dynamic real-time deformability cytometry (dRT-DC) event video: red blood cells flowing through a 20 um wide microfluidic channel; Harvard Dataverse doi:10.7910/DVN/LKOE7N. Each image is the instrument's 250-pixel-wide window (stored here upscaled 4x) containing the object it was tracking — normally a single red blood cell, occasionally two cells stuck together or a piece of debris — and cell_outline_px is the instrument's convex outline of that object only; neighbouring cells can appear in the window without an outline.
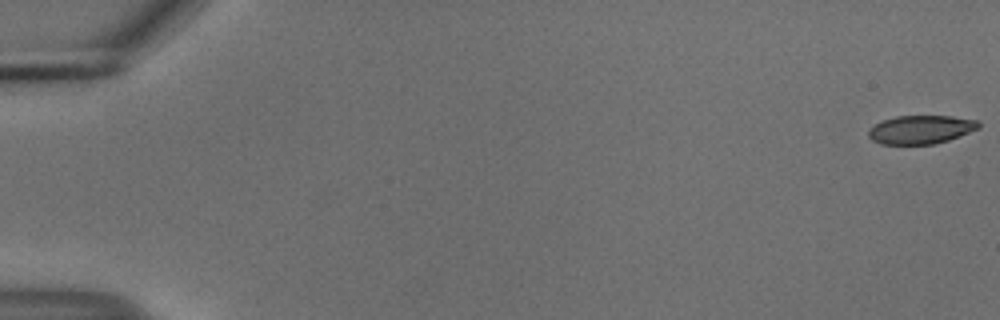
{"species": "common noctule bat (a hibernating species)", "species_latin": "Nyctalus noctula", "temperature_condition": "cold", "stored_images_in_passage": 17, "camera_frame_rate_fps": 3000, "um_per_image_px": 0.085, "animal": {"sex": "male", "body_mass_g": 18.8}, "frame": {"image": 1, "passage_image": 1, "time_ms": 0.0, "image_size_px": [1000, 320], "cell_outline_px": [[980, 128], [948, 140], [932, 144], [880, 144], [872, 140], [868, 136], [868, 128], [884, 120], [896, 116], [952, 116], [980, 120]], "centroid_in_image_um": [78.28, 11.01], "position_along_channel_um": 6.7, "area_um2": 18.32}}
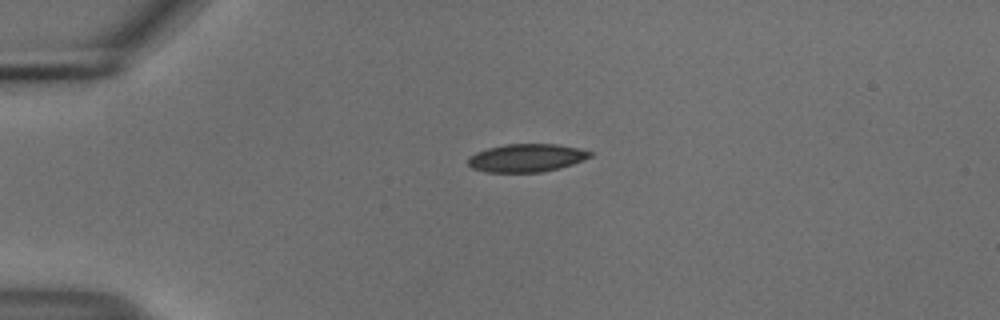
{"frame": {"image": 2, "passage_image": 14, "time_ms": 4.333, "image_size_px": [1000, 320], "cell_outline_px": [[592, 156], [584, 160], [560, 168], [540, 172], [484, 172], [472, 168], [468, 164], [468, 156], [476, 152], [488, 148], [504, 144], [556, 144], [580, 148], [592, 152]], "centroid_in_image_um": [44.75, 13.42], "position_along_channel_um": 40.3, "area_um2": 20.06}}